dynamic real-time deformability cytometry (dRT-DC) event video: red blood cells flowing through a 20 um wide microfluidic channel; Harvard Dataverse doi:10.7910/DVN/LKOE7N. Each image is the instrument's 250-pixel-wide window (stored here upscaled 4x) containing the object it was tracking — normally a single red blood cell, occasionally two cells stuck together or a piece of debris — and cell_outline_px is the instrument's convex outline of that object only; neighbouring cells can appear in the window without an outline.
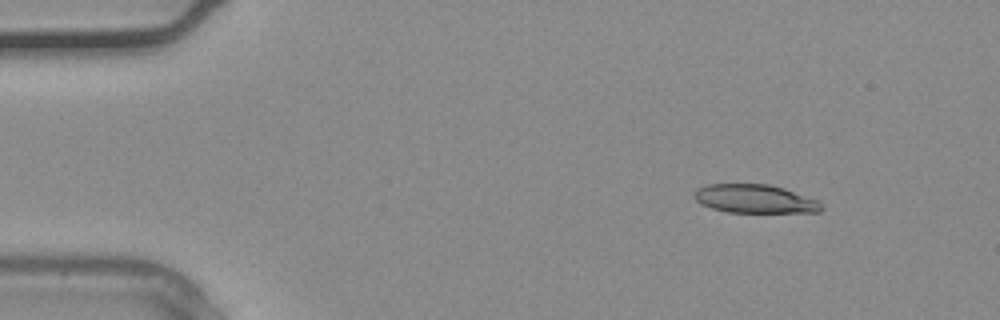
{"species": "common noctule bat (a hibernating species)", "species_latin": "Nyctalus noctula", "temperature_condition": "warm", "stored_images_in_passage": 2, "camera_frame_rate_fps": 3000, "um_per_image_px": 0.085, "animal": {"sex": "male", "body_mass_g": 20.4}, "frame": {"image": 1, "passage_image": 1, "time_ms": 0.0, "image_size_px": [1000, 320], "cell_outline_px": [[824, 208], [820, 212], [728, 212], [712, 208], [700, 204], [692, 196], [692, 192], [708, 184], [768, 184], [784, 188], [816, 200]], "centroid_in_image_um": [64.12, 16.9], "position_along_channel_um": 20.9, "area_um2": 21.04}}
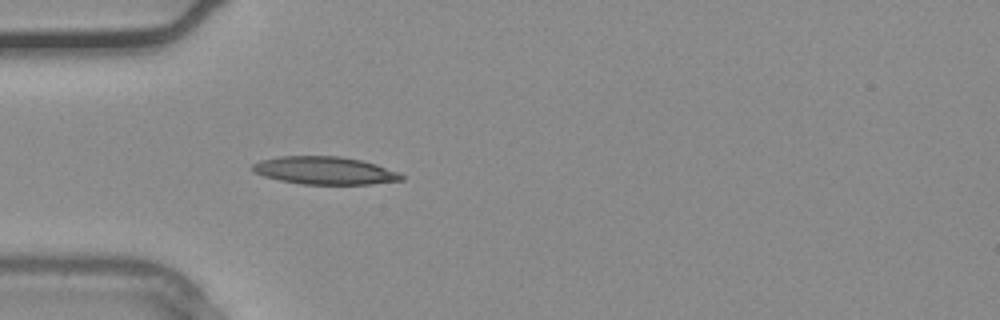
{"frame": {"image": 2, "passage_image": 2, "time_ms": 0.333, "image_size_px": [1000, 320], "cell_outline_px": [[404, 180], [372, 184], [300, 184], [280, 180], [264, 176], [256, 172], [252, 168], [252, 164], [260, 160], [280, 156], [340, 156], [360, 160], [376, 164], [400, 172], [404, 176]], "centroid_in_image_um": [27.64, 14.49], "position_along_channel_um": 57.4, "area_um2": 24.1}}